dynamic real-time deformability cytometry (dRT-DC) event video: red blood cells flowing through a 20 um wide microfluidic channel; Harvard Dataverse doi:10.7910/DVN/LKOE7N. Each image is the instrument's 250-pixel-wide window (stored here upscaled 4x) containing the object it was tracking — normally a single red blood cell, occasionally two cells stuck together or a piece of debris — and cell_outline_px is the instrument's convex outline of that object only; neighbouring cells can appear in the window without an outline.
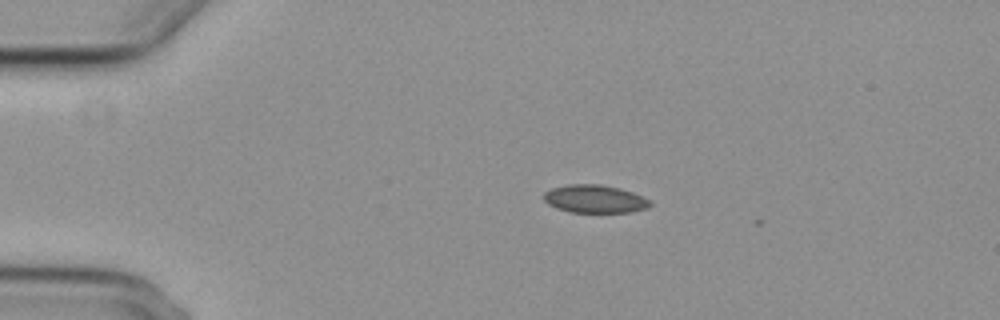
{"species": "common noctule bat (a hibernating species)", "species_latin": "Nyctalus noctula", "temperature_condition": "cold", "stored_images_in_passage": 6, "camera_frame_rate_fps": 3000, "um_per_image_px": 0.085, "animal": {"sex": "female", "body_mass_g": 29.2, "forearm_length_mm": 56.3}, "frame": {"image": 1, "passage_image": 3, "time_ms": 2.667, "image_size_px": [1000, 320], "cell_outline_px": [[652, 204], [648, 208], [632, 212], [568, 212], [556, 208], [548, 204], [544, 200], [544, 192], [552, 188], [568, 184], [600, 184], [620, 188], [632, 192], [652, 200]], "centroid_in_image_um": [50.58, 16.91], "position_along_channel_um": 34.4, "area_um2": 17.51}}